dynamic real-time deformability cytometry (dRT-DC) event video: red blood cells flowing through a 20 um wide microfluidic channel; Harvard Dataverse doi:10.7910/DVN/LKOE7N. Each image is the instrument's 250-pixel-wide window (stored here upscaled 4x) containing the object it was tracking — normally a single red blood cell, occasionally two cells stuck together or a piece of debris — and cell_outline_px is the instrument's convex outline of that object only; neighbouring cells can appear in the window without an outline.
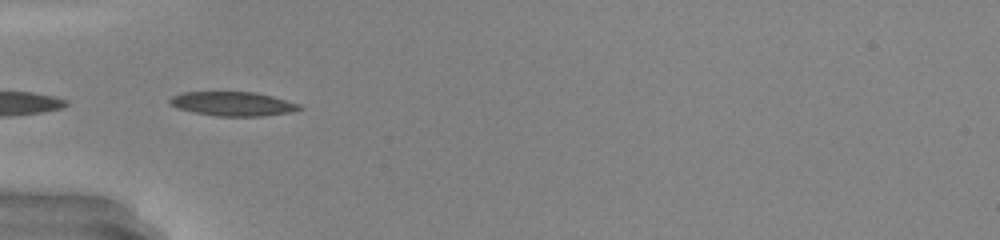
{"species": "common noctule bat (a hibernating species)", "species_latin": "Nyctalus noctula", "temperature_condition": "warm", "stored_images_in_passage": 21, "camera_frame_rate_fps": 3000, "um_per_image_px": 0.085, "animal": {"sex": "male", "body_mass_g": 20.0, "forearm_length_mm": 53.3}, "frame": {"image": 1, "passage_image": 15, "time_ms": 4.667, "image_size_px": [1000, 240], "cell_outline_px": [[304, 108], [292, 112], [264, 116], [216, 116], [176, 108], [168, 104], [168, 100], [172, 96], [184, 92], [256, 92], [272, 96], [300, 104]], "centroid_in_image_um": [19.8, 8.82], "position_along_channel_um": 65.2, "area_um2": 18.32}}